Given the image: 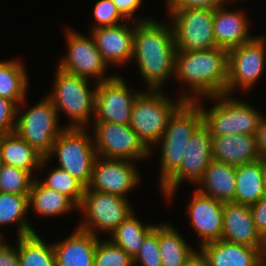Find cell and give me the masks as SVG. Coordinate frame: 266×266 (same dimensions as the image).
Wrapping results in <instances>:
<instances>
[{
	"label": "cell",
	"instance_id": "obj_42",
	"mask_svg": "<svg viewBox=\"0 0 266 266\" xmlns=\"http://www.w3.org/2000/svg\"><path fill=\"white\" fill-rule=\"evenodd\" d=\"M17 245L14 247L6 241L0 248V266H20L18 253V237ZM17 246V247H16Z\"/></svg>",
	"mask_w": 266,
	"mask_h": 266
},
{
	"label": "cell",
	"instance_id": "obj_32",
	"mask_svg": "<svg viewBox=\"0 0 266 266\" xmlns=\"http://www.w3.org/2000/svg\"><path fill=\"white\" fill-rule=\"evenodd\" d=\"M20 266H56L53 243H46L37 232L18 237Z\"/></svg>",
	"mask_w": 266,
	"mask_h": 266
},
{
	"label": "cell",
	"instance_id": "obj_46",
	"mask_svg": "<svg viewBox=\"0 0 266 266\" xmlns=\"http://www.w3.org/2000/svg\"><path fill=\"white\" fill-rule=\"evenodd\" d=\"M5 239L6 238L4 237V234H2V232L0 231V248L5 243Z\"/></svg>",
	"mask_w": 266,
	"mask_h": 266
},
{
	"label": "cell",
	"instance_id": "obj_27",
	"mask_svg": "<svg viewBox=\"0 0 266 266\" xmlns=\"http://www.w3.org/2000/svg\"><path fill=\"white\" fill-rule=\"evenodd\" d=\"M264 159L236 166L234 202L251 206L265 197Z\"/></svg>",
	"mask_w": 266,
	"mask_h": 266
},
{
	"label": "cell",
	"instance_id": "obj_21",
	"mask_svg": "<svg viewBox=\"0 0 266 266\" xmlns=\"http://www.w3.org/2000/svg\"><path fill=\"white\" fill-rule=\"evenodd\" d=\"M209 266H264L265 255L259 249L225 240L212 241L198 248Z\"/></svg>",
	"mask_w": 266,
	"mask_h": 266
},
{
	"label": "cell",
	"instance_id": "obj_45",
	"mask_svg": "<svg viewBox=\"0 0 266 266\" xmlns=\"http://www.w3.org/2000/svg\"><path fill=\"white\" fill-rule=\"evenodd\" d=\"M263 187L266 197V159H264V177H263Z\"/></svg>",
	"mask_w": 266,
	"mask_h": 266
},
{
	"label": "cell",
	"instance_id": "obj_4",
	"mask_svg": "<svg viewBox=\"0 0 266 266\" xmlns=\"http://www.w3.org/2000/svg\"><path fill=\"white\" fill-rule=\"evenodd\" d=\"M202 123V111L195 101H184L170 116L163 136L150 150L152 154L153 148H161L159 187L179 169L186 144Z\"/></svg>",
	"mask_w": 266,
	"mask_h": 266
},
{
	"label": "cell",
	"instance_id": "obj_48",
	"mask_svg": "<svg viewBox=\"0 0 266 266\" xmlns=\"http://www.w3.org/2000/svg\"><path fill=\"white\" fill-rule=\"evenodd\" d=\"M2 158H1V150H0V168H1V166H2Z\"/></svg>",
	"mask_w": 266,
	"mask_h": 266
},
{
	"label": "cell",
	"instance_id": "obj_36",
	"mask_svg": "<svg viewBox=\"0 0 266 266\" xmlns=\"http://www.w3.org/2000/svg\"><path fill=\"white\" fill-rule=\"evenodd\" d=\"M162 266L159 251V224L145 237L137 254L133 257V265Z\"/></svg>",
	"mask_w": 266,
	"mask_h": 266
},
{
	"label": "cell",
	"instance_id": "obj_9",
	"mask_svg": "<svg viewBox=\"0 0 266 266\" xmlns=\"http://www.w3.org/2000/svg\"><path fill=\"white\" fill-rule=\"evenodd\" d=\"M129 203V199L116 194L85 190L82 203L78 207L84 219L82 218L77 227L97 237L101 232H108L110 236L134 212Z\"/></svg>",
	"mask_w": 266,
	"mask_h": 266
},
{
	"label": "cell",
	"instance_id": "obj_16",
	"mask_svg": "<svg viewBox=\"0 0 266 266\" xmlns=\"http://www.w3.org/2000/svg\"><path fill=\"white\" fill-rule=\"evenodd\" d=\"M136 167L135 161L97 156L90 182L85 190H95L128 198L126 196L141 182V175Z\"/></svg>",
	"mask_w": 266,
	"mask_h": 266
},
{
	"label": "cell",
	"instance_id": "obj_39",
	"mask_svg": "<svg viewBox=\"0 0 266 266\" xmlns=\"http://www.w3.org/2000/svg\"><path fill=\"white\" fill-rule=\"evenodd\" d=\"M167 10H178L186 8H211L234 4L231 0H166Z\"/></svg>",
	"mask_w": 266,
	"mask_h": 266
},
{
	"label": "cell",
	"instance_id": "obj_44",
	"mask_svg": "<svg viewBox=\"0 0 266 266\" xmlns=\"http://www.w3.org/2000/svg\"><path fill=\"white\" fill-rule=\"evenodd\" d=\"M182 266H209V264L203 253L195 250Z\"/></svg>",
	"mask_w": 266,
	"mask_h": 266
},
{
	"label": "cell",
	"instance_id": "obj_30",
	"mask_svg": "<svg viewBox=\"0 0 266 266\" xmlns=\"http://www.w3.org/2000/svg\"><path fill=\"white\" fill-rule=\"evenodd\" d=\"M28 194H11L0 192V227L17 224V237L35 233L27 214H29Z\"/></svg>",
	"mask_w": 266,
	"mask_h": 266
},
{
	"label": "cell",
	"instance_id": "obj_29",
	"mask_svg": "<svg viewBox=\"0 0 266 266\" xmlns=\"http://www.w3.org/2000/svg\"><path fill=\"white\" fill-rule=\"evenodd\" d=\"M19 59L0 61V97L13 101L17 106L26 99L29 76Z\"/></svg>",
	"mask_w": 266,
	"mask_h": 266
},
{
	"label": "cell",
	"instance_id": "obj_34",
	"mask_svg": "<svg viewBox=\"0 0 266 266\" xmlns=\"http://www.w3.org/2000/svg\"><path fill=\"white\" fill-rule=\"evenodd\" d=\"M35 177L26 170L2 164L0 168V192L29 194Z\"/></svg>",
	"mask_w": 266,
	"mask_h": 266
},
{
	"label": "cell",
	"instance_id": "obj_17",
	"mask_svg": "<svg viewBox=\"0 0 266 266\" xmlns=\"http://www.w3.org/2000/svg\"><path fill=\"white\" fill-rule=\"evenodd\" d=\"M130 20L107 27H98L90 30L96 47L108 66H124L132 62L134 45L135 22L129 25ZM123 64V65H122Z\"/></svg>",
	"mask_w": 266,
	"mask_h": 266
},
{
	"label": "cell",
	"instance_id": "obj_25",
	"mask_svg": "<svg viewBox=\"0 0 266 266\" xmlns=\"http://www.w3.org/2000/svg\"><path fill=\"white\" fill-rule=\"evenodd\" d=\"M195 188L221 202H234L236 166L212 160Z\"/></svg>",
	"mask_w": 266,
	"mask_h": 266
},
{
	"label": "cell",
	"instance_id": "obj_1",
	"mask_svg": "<svg viewBox=\"0 0 266 266\" xmlns=\"http://www.w3.org/2000/svg\"><path fill=\"white\" fill-rule=\"evenodd\" d=\"M176 52L170 21L149 19L135 22L132 60L145 81V88L163 90L169 78H174Z\"/></svg>",
	"mask_w": 266,
	"mask_h": 266
},
{
	"label": "cell",
	"instance_id": "obj_26",
	"mask_svg": "<svg viewBox=\"0 0 266 266\" xmlns=\"http://www.w3.org/2000/svg\"><path fill=\"white\" fill-rule=\"evenodd\" d=\"M29 209L39 217L63 216L78 209V206L66 195L44 186L38 176L34 179L28 194Z\"/></svg>",
	"mask_w": 266,
	"mask_h": 266
},
{
	"label": "cell",
	"instance_id": "obj_31",
	"mask_svg": "<svg viewBox=\"0 0 266 266\" xmlns=\"http://www.w3.org/2000/svg\"><path fill=\"white\" fill-rule=\"evenodd\" d=\"M155 225L142 223L136 218L134 211L111 233V238H108L133 258Z\"/></svg>",
	"mask_w": 266,
	"mask_h": 266
},
{
	"label": "cell",
	"instance_id": "obj_7",
	"mask_svg": "<svg viewBox=\"0 0 266 266\" xmlns=\"http://www.w3.org/2000/svg\"><path fill=\"white\" fill-rule=\"evenodd\" d=\"M26 100L17 106L14 132L47 158L65 126L60 124L57 110L47 96L24 111L22 108Z\"/></svg>",
	"mask_w": 266,
	"mask_h": 266
},
{
	"label": "cell",
	"instance_id": "obj_10",
	"mask_svg": "<svg viewBox=\"0 0 266 266\" xmlns=\"http://www.w3.org/2000/svg\"><path fill=\"white\" fill-rule=\"evenodd\" d=\"M266 38L255 36L252 40L228 51V82L226 94L254 89L266 65Z\"/></svg>",
	"mask_w": 266,
	"mask_h": 266
},
{
	"label": "cell",
	"instance_id": "obj_11",
	"mask_svg": "<svg viewBox=\"0 0 266 266\" xmlns=\"http://www.w3.org/2000/svg\"><path fill=\"white\" fill-rule=\"evenodd\" d=\"M64 32L68 50H66V55L58 60V68L82 78L93 79V81L95 79V83L115 76V74L110 76L106 74L109 66L97 49L91 34L86 37L70 27Z\"/></svg>",
	"mask_w": 266,
	"mask_h": 266
},
{
	"label": "cell",
	"instance_id": "obj_3",
	"mask_svg": "<svg viewBox=\"0 0 266 266\" xmlns=\"http://www.w3.org/2000/svg\"><path fill=\"white\" fill-rule=\"evenodd\" d=\"M53 84L52 90L46 95L57 110L58 117L61 112L69 117L70 123L65 125V128L91 127L90 121H93L95 112L97 83L67 73L57 67ZM92 84L94 85L93 89L89 87Z\"/></svg>",
	"mask_w": 266,
	"mask_h": 266
},
{
	"label": "cell",
	"instance_id": "obj_33",
	"mask_svg": "<svg viewBox=\"0 0 266 266\" xmlns=\"http://www.w3.org/2000/svg\"><path fill=\"white\" fill-rule=\"evenodd\" d=\"M38 180L44 186L69 197L78 207L81 205L86 187L69 172L58 167H52L43 180L40 178Z\"/></svg>",
	"mask_w": 266,
	"mask_h": 266
},
{
	"label": "cell",
	"instance_id": "obj_20",
	"mask_svg": "<svg viewBox=\"0 0 266 266\" xmlns=\"http://www.w3.org/2000/svg\"><path fill=\"white\" fill-rule=\"evenodd\" d=\"M226 4L213 9V31L216 46L227 51L252 40L248 14L242 10H231ZM229 8V9H227Z\"/></svg>",
	"mask_w": 266,
	"mask_h": 266
},
{
	"label": "cell",
	"instance_id": "obj_49",
	"mask_svg": "<svg viewBox=\"0 0 266 266\" xmlns=\"http://www.w3.org/2000/svg\"><path fill=\"white\" fill-rule=\"evenodd\" d=\"M231 1H232V2H237V1H238V2L240 1V2H241V0H231ZM242 1H243V0H242Z\"/></svg>",
	"mask_w": 266,
	"mask_h": 266
},
{
	"label": "cell",
	"instance_id": "obj_24",
	"mask_svg": "<svg viewBox=\"0 0 266 266\" xmlns=\"http://www.w3.org/2000/svg\"><path fill=\"white\" fill-rule=\"evenodd\" d=\"M0 150L3 164L29 171L35 178L38 176L35 171H40L49 163L15 132L0 135Z\"/></svg>",
	"mask_w": 266,
	"mask_h": 266
},
{
	"label": "cell",
	"instance_id": "obj_28",
	"mask_svg": "<svg viewBox=\"0 0 266 266\" xmlns=\"http://www.w3.org/2000/svg\"><path fill=\"white\" fill-rule=\"evenodd\" d=\"M170 222L159 223V251L162 266H182L195 249Z\"/></svg>",
	"mask_w": 266,
	"mask_h": 266
},
{
	"label": "cell",
	"instance_id": "obj_19",
	"mask_svg": "<svg viewBox=\"0 0 266 266\" xmlns=\"http://www.w3.org/2000/svg\"><path fill=\"white\" fill-rule=\"evenodd\" d=\"M221 240L259 248L263 252L264 238L257 231L250 206L223 202V232Z\"/></svg>",
	"mask_w": 266,
	"mask_h": 266
},
{
	"label": "cell",
	"instance_id": "obj_40",
	"mask_svg": "<svg viewBox=\"0 0 266 266\" xmlns=\"http://www.w3.org/2000/svg\"><path fill=\"white\" fill-rule=\"evenodd\" d=\"M113 3L116 5L117 10L120 14L126 19L134 22H142L146 21L150 18L149 16L145 17H137L136 12L142 6V0H112ZM135 14V15H134Z\"/></svg>",
	"mask_w": 266,
	"mask_h": 266
},
{
	"label": "cell",
	"instance_id": "obj_37",
	"mask_svg": "<svg viewBox=\"0 0 266 266\" xmlns=\"http://www.w3.org/2000/svg\"><path fill=\"white\" fill-rule=\"evenodd\" d=\"M95 25L93 28L116 26L127 20L117 10L112 0H98L93 7Z\"/></svg>",
	"mask_w": 266,
	"mask_h": 266
},
{
	"label": "cell",
	"instance_id": "obj_2",
	"mask_svg": "<svg viewBox=\"0 0 266 266\" xmlns=\"http://www.w3.org/2000/svg\"><path fill=\"white\" fill-rule=\"evenodd\" d=\"M174 78L184 89V101L226 94L228 82V51L214 47L208 50L177 51ZM188 90V91H187ZM190 91V92H189ZM194 93V94H193Z\"/></svg>",
	"mask_w": 266,
	"mask_h": 266
},
{
	"label": "cell",
	"instance_id": "obj_23",
	"mask_svg": "<svg viewBox=\"0 0 266 266\" xmlns=\"http://www.w3.org/2000/svg\"><path fill=\"white\" fill-rule=\"evenodd\" d=\"M98 239L76 227L65 239L53 242L56 266H94Z\"/></svg>",
	"mask_w": 266,
	"mask_h": 266
},
{
	"label": "cell",
	"instance_id": "obj_38",
	"mask_svg": "<svg viewBox=\"0 0 266 266\" xmlns=\"http://www.w3.org/2000/svg\"><path fill=\"white\" fill-rule=\"evenodd\" d=\"M17 105L0 97V135L13 133L16 125Z\"/></svg>",
	"mask_w": 266,
	"mask_h": 266
},
{
	"label": "cell",
	"instance_id": "obj_8",
	"mask_svg": "<svg viewBox=\"0 0 266 266\" xmlns=\"http://www.w3.org/2000/svg\"><path fill=\"white\" fill-rule=\"evenodd\" d=\"M88 128H65L56 138L47 159L54 156L58 168L69 172L85 187L90 182L97 157L93 137Z\"/></svg>",
	"mask_w": 266,
	"mask_h": 266
},
{
	"label": "cell",
	"instance_id": "obj_35",
	"mask_svg": "<svg viewBox=\"0 0 266 266\" xmlns=\"http://www.w3.org/2000/svg\"><path fill=\"white\" fill-rule=\"evenodd\" d=\"M98 239L94 266H134L133 258L109 239Z\"/></svg>",
	"mask_w": 266,
	"mask_h": 266
},
{
	"label": "cell",
	"instance_id": "obj_47",
	"mask_svg": "<svg viewBox=\"0 0 266 266\" xmlns=\"http://www.w3.org/2000/svg\"><path fill=\"white\" fill-rule=\"evenodd\" d=\"M263 253L266 257V237L264 238V248H263Z\"/></svg>",
	"mask_w": 266,
	"mask_h": 266
},
{
	"label": "cell",
	"instance_id": "obj_14",
	"mask_svg": "<svg viewBox=\"0 0 266 266\" xmlns=\"http://www.w3.org/2000/svg\"><path fill=\"white\" fill-rule=\"evenodd\" d=\"M212 136L202 123L186 144L179 169L159 188L169 203L183 181L196 184L201 180L212 159Z\"/></svg>",
	"mask_w": 266,
	"mask_h": 266
},
{
	"label": "cell",
	"instance_id": "obj_5",
	"mask_svg": "<svg viewBox=\"0 0 266 266\" xmlns=\"http://www.w3.org/2000/svg\"><path fill=\"white\" fill-rule=\"evenodd\" d=\"M203 99L195 102L200 106L203 116V124L209 129L212 137L230 134L256 135L260 119L263 115L252 104L235 96L220 94L206 99L214 102L207 109ZM202 100V102H201Z\"/></svg>",
	"mask_w": 266,
	"mask_h": 266
},
{
	"label": "cell",
	"instance_id": "obj_43",
	"mask_svg": "<svg viewBox=\"0 0 266 266\" xmlns=\"http://www.w3.org/2000/svg\"><path fill=\"white\" fill-rule=\"evenodd\" d=\"M257 145L258 151L262 159H266V117L262 115L259 123V128L257 130Z\"/></svg>",
	"mask_w": 266,
	"mask_h": 266
},
{
	"label": "cell",
	"instance_id": "obj_22",
	"mask_svg": "<svg viewBox=\"0 0 266 266\" xmlns=\"http://www.w3.org/2000/svg\"><path fill=\"white\" fill-rule=\"evenodd\" d=\"M212 159L239 166L261 159L256 135L230 134L212 137Z\"/></svg>",
	"mask_w": 266,
	"mask_h": 266
},
{
	"label": "cell",
	"instance_id": "obj_18",
	"mask_svg": "<svg viewBox=\"0 0 266 266\" xmlns=\"http://www.w3.org/2000/svg\"><path fill=\"white\" fill-rule=\"evenodd\" d=\"M192 194L186 213L190 218L189 224L201 240L198 246L220 240L223 232V202L205 196L196 189Z\"/></svg>",
	"mask_w": 266,
	"mask_h": 266
},
{
	"label": "cell",
	"instance_id": "obj_41",
	"mask_svg": "<svg viewBox=\"0 0 266 266\" xmlns=\"http://www.w3.org/2000/svg\"><path fill=\"white\" fill-rule=\"evenodd\" d=\"M253 221L257 231L263 238L266 237V197L250 206Z\"/></svg>",
	"mask_w": 266,
	"mask_h": 266
},
{
	"label": "cell",
	"instance_id": "obj_12",
	"mask_svg": "<svg viewBox=\"0 0 266 266\" xmlns=\"http://www.w3.org/2000/svg\"><path fill=\"white\" fill-rule=\"evenodd\" d=\"M177 51L208 50L216 46L213 9L186 8L168 10Z\"/></svg>",
	"mask_w": 266,
	"mask_h": 266
},
{
	"label": "cell",
	"instance_id": "obj_15",
	"mask_svg": "<svg viewBox=\"0 0 266 266\" xmlns=\"http://www.w3.org/2000/svg\"><path fill=\"white\" fill-rule=\"evenodd\" d=\"M132 90L118 73L111 79L97 83L92 122L129 124L135 99L141 93V90Z\"/></svg>",
	"mask_w": 266,
	"mask_h": 266
},
{
	"label": "cell",
	"instance_id": "obj_13",
	"mask_svg": "<svg viewBox=\"0 0 266 266\" xmlns=\"http://www.w3.org/2000/svg\"><path fill=\"white\" fill-rule=\"evenodd\" d=\"M90 130L97 156L140 161L150 157V150L129 124L93 122Z\"/></svg>",
	"mask_w": 266,
	"mask_h": 266
},
{
	"label": "cell",
	"instance_id": "obj_6",
	"mask_svg": "<svg viewBox=\"0 0 266 266\" xmlns=\"http://www.w3.org/2000/svg\"><path fill=\"white\" fill-rule=\"evenodd\" d=\"M145 90L135 99L129 125L151 150L163 136L170 116L184 100L178 95L175 101L162 90Z\"/></svg>",
	"mask_w": 266,
	"mask_h": 266
}]
</instances>
